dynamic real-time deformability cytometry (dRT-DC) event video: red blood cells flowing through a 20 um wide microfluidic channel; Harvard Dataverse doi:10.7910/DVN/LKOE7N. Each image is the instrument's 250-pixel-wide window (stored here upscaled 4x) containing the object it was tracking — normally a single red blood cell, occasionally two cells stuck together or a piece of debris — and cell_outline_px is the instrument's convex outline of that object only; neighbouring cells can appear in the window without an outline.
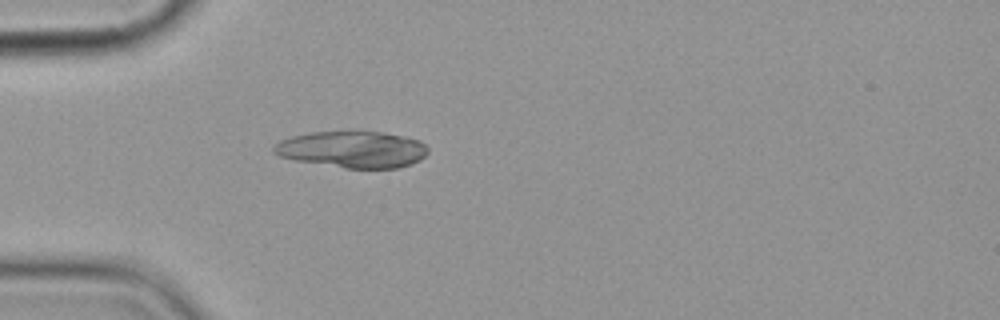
{"species": "common noctule bat (a hibernating species)", "species_latin": "Nyctalus noctula", "temperature_condition": "cold", "stored_images_in_passage": 1, "camera_frame_rate_fps": 3000, "um_per_image_px": 0.085, "animal": {"sex": "female", "body_mass_g": 19.9}, "frame": {"image": 1, "passage_image": 1, "time_ms": 0.0, "image_size_px": [1000, 320], "cell_outline_px": [[428, 152], [420, 160], [412, 164], [396, 168], [344, 168], [296, 160], [280, 156], [272, 152], [272, 148], [280, 140], [292, 136], [312, 132], [380, 132], [420, 140], [428, 148]], "centroid_in_image_um": [29.96, 12.71], "position_along_channel_um": 55.0, "area_um2": 32.6}}